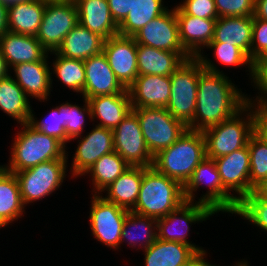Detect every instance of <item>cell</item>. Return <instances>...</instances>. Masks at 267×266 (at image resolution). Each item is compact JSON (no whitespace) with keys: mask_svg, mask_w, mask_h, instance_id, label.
Segmentation results:
<instances>
[{"mask_svg":"<svg viewBox=\"0 0 267 266\" xmlns=\"http://www.w3.org/2000/svg\"><path fill=\"white\" fill-rule=\"evenodd\" d=\"M232 80L228 74L205 70L199 61L196 108L189 130L203 132L233 117L247 104L246 92Z\"/></svg>","mask_w":267,"mask_h":266,"instance_id":"cell-1","label":"cell"},{"mask_svg":"<svg viewBox=\"0 0 267 266\" xmlns=\"http://www.w3.org/2000/svg\"><path fill=\"white\" fill-rule=\"evenodd\" d=\"M19 129L12 135L8 162L1 163L6 171L16 173L51 160H68L66 147L58 139L41 133L29 123L21 124Z\"/></svg>","mask_w":267,"mask_h":266,"instance_id":"cell-2","label":"cell"},{"mask_svg":"<svg viewBox=\"0 0 267 266\" xmlns=\"http://www.w3.org/2000/svg\"><path fill=\"white\" fill-rule=\"evenodd\" d=\"M206 158L202 132L187 129L171 146L153 156V167L184 186L198 164Z\"/></svg>","mask_w":267,"mask_h":266,"instance_id":"cell-3","label":"cell"},{"mask_svg":"<svg viewBox=\"0 0 267 266\" xmlns=\"http://www.w3.org/2000/svg\"><path fill=\"white\" fill-rule=\"evenodd\" d=\"M185 202L183 186L158 172L153 166L145 167L137 202L132 212L159 219Z\"/></svg>","mask_w":267,"mask_h":266,"instance_id":"cell-4","label":"cell"},{"mask_svg":"<svg viewBox=\"0 0 267 266\" xmlns=\"http://www.w3.org/2000/svg\"><path fill=\"white\" fill-rule=\"evenodd\" d=\"M201 189L207 190H202L198 197ZM183 194L185 201L205 204L217 215L221 213L232 217L239 206V202L223 187L214 159L207 157L198 164L183 186Z\"/></svg>","mask_w":267,"mask_h":266,"instance_id":"cell-5","label":"cell"},{"mask_svg":"<svg viewBox=\"0 0 267 266\" xmlns=\"http://www.w3.org/2000/svg\"><path fill=\"white\" fill-rule=\"evenodd\" d=\"M206 157L210 159L228 155L245 147L254 133L253 104L247 103L233 117L203 132Z\"/></svg>","mask_w":267,"mask_h":266,"instance_id":"cell-6","label":"cell"},{"mask_svg":"<svg viewBox=\"0 0 267 266\" xmlns=\"http://www.w3.org/2000/svg\"><path fill=\"white\" fill-rule=\"evenodd\" d=\"M68 160H51L40 163L30 169L14 173L19 184L20 195L24 206L34 205L61 191L67 177ZM65 180V181H64Z\"/></svg>","mask_w":267,"mask_h":266,"instance_id":"cell-7","label":"cell"},{"mask_svg":"<svg viewBox=\"0 0 267 266\" xmlns=\"http://www.w3.org/2000/svg\"><path fill=\"white\" fill-rule=\"evenodd\" d=\"M214 215L218 216L205 204L185 201L165 217L157 219V239L181 242L191 246L196 252L204 251L206 249L203 246L190 241L191 233L196 232L190 228L195 224L207 223V220Z\"/></svg>","mask_w":267,"mask_h":266,"instance_id":"cell-8","label":"cell"},{"mask_svg":"<svg viewBox=\"0 0 267 266\" xmlns=\"http://www.w3.org/2000/svg\"><path fill=\"white\" fill-rule=\"evenodd\" d=\"M137 115L146 145L152 154L171 146L188 129L165 107H132Z\"/></svg>","mask_w":267,"mask_h":266,"instance_id":"cell-9","label":"cell"},{"mask_svg":"<svg viewBox=\"0 0 267 266\" xmlns=\"http://www.w3.org/2000/svg\"><path fill=\"white\" fill-rule=\"evenodd\" d=\"M199 80V60L192 57L170 76L171 94L165 107L176 119L188 126L194 118Z\"/></svg>","mask_w":267,"mask_h":266,"instance_id":"cell-10","label":"cell"},{"mask_svg":"<svg viewBox=\"0 0 267 266\" xmlns=\"http://www.w3.org/2000/svg\"><path fill=\"white\" fill-rule=\"evenodd\" d=\"M92 129L88 130L81 136L70 140L76 142L75 153L72 157L69 151L70 146L66 148V156L68 159V170L71 175V180L85 178L83 175L98 161L103 155L114 151L113 130L98 126L92 123ZM71 157V163L69 158ZM71 165V166H70ZM82 176V177H81Z\"/></svg>","mask_w":267,"mask_h":266,"instance_id":"cell-11","label":"cell"},{"mask_svg":"<svg viewBox=\"0 0 267 266\" xmlns=\"http://www.w3.org/2000/svg\"><path fill=\"white\" fill-rule=\"evenodd\" d=\"M89 211L90 235L103 246L120 252V237L128 210L107 201L100 194H92Z\"/></svg>","mask_w":267,"mask_h":266,"instance_id":"cell-12","label":"cell"},{"mask_svg":"<svg viewBox=\"0 0 267 266\" xmlns=\"http://www.w3.org/2000/svg\"><path fill=\"white\" fill-rule=\"evenodd\" d=\"M78 23L74 0L46 2L42 22L35 37L48 52H53Z\"/></svg>","mask_w":267,"mask_h":266,"instance_id":"cell-13","label":"cell"},{"mask_svg":"<svg viewBox=\"0 0 267 266\" xmlns=\"http://www.w3.org/2000/svg\"><path fill=\"white\" fill-rule=\"evenodd\" d=\"M114 151L130 166L151 167L153 156L143 137L137 115L131 112L113 130Z\"/></svg>","mask_w":267,"mask_h":266,"instance_id":"cell-14","label":"cell"},{"mask_svg":"<svg viewBox=\"0 0 267 266\" xmlns=\"http://www.w3.org/2000/svg\"><path fill=\"white\" fill-rule=\"evenodd\" d=\"M169 7L171 9L168 8L132 36L137 44L171 52H187L180 41L175 5Z\"/></svg>","mask_w":267,"mask_h":266,"instance_id":"cell-15","label":"cell"},{"mask_svg":"<svg viewBox=\"0 0 267 266\" xmlns=\"http://www.w3.org/2000/svg\"><path fill=\"white\" fill-rule=\"evenodd\" d=\"M223 187L240 203L250 194V153L248 144L214 159Z\"/></svg>","mask_w":267,"mask_h":266,"instance_id":"cell-16","label":"cell"},{"mask_svg":"<svg viewBox=\"0 0 267 266\" xmlns=\"http://www.w3.org/2000/svg\"><path fill=\"white\" fill-rule=\"evenodd\" d=\"M102 51L117 79L128 89L138 77L135 39L118 34L104 40Z\"/></svg>","mask_w":267,"mask_h":266,"instance_id":"cell-17","label":"cell"},{"mask_svg":"<svg viewBox=\"0 0 267 266\" xmlns=\"http://www.w3.org/2000/svg\"><path fill=\"white\" fill-rule=\"evenodd\" d=\"M49 61L47 54L41 61L20 63L9 70V74L13 75V79L32 101L50 103L52 88Z\"/></svg>","mask_w":267,"mask_h":266,"instance_id":"cell-18","label":"cell"},{"mask_svg":"<svg viewBox=\"0 0 267 266\" xmlns=\"http://www.w3.org/2000/svg\"><path fill=\"white\" fill-rule=\"evenodd\" d=\"M84 66L86 78L81 97L87 99L127 90L117 79L103 51L84 60Z\"/></svg>","mask_w":267,"mask_h":266,"instance_id":"cell-19","label":"cell"},{"mask_svg":"<svg viewBox=\"0 0 267 266\" xmlns=\"http://www.w3.org/2000/svg\"><path fill=\"white\" fill-rule=\"evenodd\" d=\"M175 13L181 44L192 57H197L213 40L217 19L197 18L188 15L177 3H175Z\"/></svg>","mask_w":267,"mask_h":266,"instance_id":"cell-20","label":"cell"},{"mask_svg":"<svg viewBox=\"0 0 267 266\" xmlns=\"http://www.w3.org/2000/svg\"><path fill=\"white\" fill-rule=\"evenodd\" d=\"M91 110L92 123L114 130L131 112L128 89L122 93L87 98Z\"/></svg>","mask_w":267,"mask_h":266,"instance_id":"cell-21","label":"cell"},{"mask_svg":"<svg viewBox=\"0 0 267 266\" xmlns=\"http://www.w3.org/2000/svg\"><path fill=\"white\" fill-rule=\"evenodd\" d=\"M128 91L132 107H166L171 94L170 76L140 75Z\"/></svg>","mask_w":267,"mask_h":266,"instance_id":"cell-22","label":"cell"},{"mask_svg":"<svg viewBox=\"0 0 267 266\" xmlns=\"http://www.w3.org/2000/svg\"><path fill=\"white\" fill-rule=\"evenodd\" d=\"M0 48L9 70L20 63L41 61L49 53L35 36L9 31L0 36Z\"/></svg>","mask_w":267,"mask_h":266,"instance_id":"cell-23","label":"cell"},{"mask_svg":"<svg viewBox=\"0 0 267 266\" xmlns=\"http://www.w3.org/2000/svg\"><path fill=\"white\" fill-rule=\"evenodd\" d=\"M188 52H171L137 44V67L140 75L171 76L186 60Z\"/></svg>","mask_w":267,"mask_h":266,"instance_id":"cell-24","label":"cell"},{"mask_svg":"<svg viewBox=\"0 0 267 266\" xmlns=\"http://www.w3.org/2000/svg\"><path fill=\"white\" fill-rule=\"evenodd\" d=\"M206 49V50H205ZM205 52L213 51L212 58L208 56L209 54L202 51L196 58L201 62L202 67L205 70L215 72V73H223L228 74L224 70V67L239 68L240 70L246 71L245 75L248 77V82L251 83L252 75H253V62L250 58L238 47L234 45H228L226 43H209L205 48ZM206 54V55H205ZM209 57V58H208ZM215 60H212L214 59ZM218 62V63H217ZM218 64V65H217ZM219 65L223 66V68L219 67ZM245 67V68H244ZM221 68V69H220Z\"/></svg>","mask_w":267,"mask_h":266,"instance_id":"cell-25","label":"cell"},{"mask_svg":"<svg viewBox=\"0 0 267 266\" xmlns=\"http://www.w3.org/2000/svg\"><path fill=\"white\" fill-rule=\"evenodd\" d=\"M79 24L104 39L118 35V24L114 21L107 0H74Z\"/></svg>","mask_w":267,"mask_h":266,"instance_id":"cell-26","label":"cell"},{"mask_svg":"<svg viewBox=\"0 0 267 266\" xmlns=\"http://www.w3.org/2000/svg\"><path fill=\"white\" fill-rule=\"evenodd\" d=\"M254 16L218 17L210 43H226L240 48L250 58Z\"/></svg>","mask_w":267,"mask_h":266,"instance_id":"cell-27","label":"cell"},{"mask_svg":"<svg viewBox=\"0 0 267 266\" xmlns=\"http://www.w3.org/2000/svg\"><path fill=\"white\" fill-rule=\"evenodd\" d=\"M26 209L15 174L6 171L0 163V230L11 228L20 218L23 219L28 212Z\"/></svg>","mask_w":267,"mask_h":266,"instance_id":"cell-28","label":"cell"},{"mask_svg":"<svg viewBox=\"0 0 267 266\" xmlns=\"http://www.w3.org/2000/svg\"><path fill=\"white\" fill-rule=\"evenodd\" d=\"M145 167L130 166L100 195L107 201L131 211L138 199Z\"/></svg>","mask_w":267,"mask_h":266,"instance_id":"cell-29","label":"cell"},{"mask_svg":"<svg viewBox=\"0 0 267 266\" xmlns=\"http://www.w3.org/2000/svg\"><path fill=\"white\" fill-rule=\"evenodd\" d=\"M104 40L98 33L91 32L78 23L64 37L55 52L65 58L86 60L102 52Z\"/></svg>","mask_w":267,"mask_h":266,"instance_id":"cell-30","label":"cell"},{"mask_svg":"<svg viewBox=\"0 0 267 266\" xmlns=\"http://www.w3.org/2000/svg\"><path fill=\"white\" fill-rule=\"evenodd\" d=\"M46 1L26 0L8 5L7 31L36 36L43 14Z\"/></svg>","mask_w":267,"mask_h":266,"instance_id":"cell-31","label":"cell"},{"mask_svg":"<svg viewBox=\"0 0 267 266\" xmlns=\"http://www.w3.org/2000/svg\"><path fill=\"white\" fill-rule=\"evenodd\" d=\"M156 240L157 219L129 211L121 232L120 251L123 249L122 246L126 244L125 247L128 245L131 250L135 249V252H140Z\"/></svg>","mask_w":267,"mask_h":266,"instance_id":"cell-32","label":"cell"},{"mask_svg":"<svg viewBox=\"0 0 267 266\" xmlns=\"http://www.w3.org/2000/svg\"><path fill=\"white\" fill-rule=\"evenodd\" d=\"M48 57L50 60L53 58L49 61L52 92L56 81L70 92L76 93L75 96L79 93L81 98L86 78L84 60L65 58L55 51L49 52Z\"/></svg>","mask_w":267,"mask_h":266,"instance_id":"cell-33","label":"cell"},{"mask_svg":"<svg viewBox=\"0 0 267 266\" xmlns=\"http://www.w3.org/2000/svg\"><path fill=\"white\" fill-rule=\"evenodd\" d=\"M32 101L16 83L12 75L0 78V111L18 124L29 123Z\"/></svg>","mask_w":267,"mask_h":266,"instance_id":"cell-34","label":"cell"},{"mask_svg":"<svg viewBox=\"0 0 267 266\" xmlns=\"http://www.w3.org/2000/svg\"><path fill=\"white\" fill-rule=\"evenodd\" d=\"M142 252L144 266H184L196 253L187 244L160 239Z\"/></svg>","mask_w":267,"mask_h":266,"instance_id":"cell-35","label":"cell"},{"mask_svg":"<svg viewBox=\"0 0 267 266\" xmlns=\"http://www.w3.org/2000/svg\"><path fill=\"white\" fill-rule=\"evenodd\" d=\"M130 165L115 151L103 155L83 175L89 178L92 185V194H101L109 185L114 182ZM89 176V177H88Z\"/></svg>","mask_w":267,"mask_h":266,"instance_id":"cell-36","label":"cell"},{"mask_svg":"<svg viewBox=\"0 0 267 266\" xmlns=\"http://www.w3.org/2000/svg\"><path fill=\"white\" fill-rule=\"evenodd\" d=\"M165 3V0H135L126 18L118 25V34L132 37L169 8Z\"/></svg>","mask_w":267,"mask_h":266,"instance_id":"cell-37","label":"cell"},{"mask_svg":"<svg viewBox=\"0 0 267 266\" xmlns=\"http://www.w3.org/2000/svg\"><path fill=\"white\" fill-rule=\"evenodd\" d=\"M82 101L83 104H79V102L76 104L77 102L67 100L57 105L58 109L63 113L65 132L69 140L83 135L86 132V125L92 122L88 101L84 97H82Z\"/></svg>","mask_w":267,"mask_h":266,"instance_id":"cell-38","label":"cell"},{"mask_svg":"<svg viewBox=\"0 0 267 266\" xmlns=\"http://www.w3.org/2000/svg\"><path fill=\"white\" fill-rule=\"evenodd\" d=\"M51 106L52 108L47 111V116L41 115L40 118L37 117L38 115L34 111L35 108L32 106L29 124L41 133L58 139L67 148L68 144L70 145V140L65 132L63 113L58 109L57 104Z\"/></svg>","mask_w":267,"mask_h":266,"instance_id":"cell-39","label":"cell"},{"mask_svg":"<svg viewBox=\"0 0 267 266\" xmlns=\"http://www.w3.org/2000/svg\"><path fill=\"white\" fill-rule=\"evenodd\" d=\"M245 220L243 223L254 226L258 232L267 233V201L260 199L254 192L247 195L238 206L234 217ZM260 229V230H259Z\"/></svg>","mask_w":267,"mask_h":266,"instance_id":"cell-40","label":"cell"},{"mask_svg":"<svg viewBox=\"0 0 267 266\" xmlns=\"http://www.w3.org/2000/svg\"><path fill=\"white\" fill-rule=\"evenodd\" d=\"M250 153V194L267 180V144L253 133L248 140Z\"/></svg>","mask_w":267,"mask_h":266,"instance_id":"cell-41","label":"cell"},{"mask_svg":"<svg viewBox=\"0 0 267 266\" xmlns=\"http://www.w3.org/2000/svg\"><path fill=\"white\" fill-rule=\"evenodd\" d=\"M247 85H251L252 91H255L254 96L246 93L247 103L267 105V55H262L253 62L251 84Z\"/></svg>","mask_w":267,"mask_h":266,"instance_id":"cell-42","label":"cell"},{"mask_svg":"<svg viewBox=\"0 0 267 266\" xmlns=\"http://www.w3.org/2000/svg\"><path fill=\"white\" fill-rule=\"evenodd\" d=\"M218 17L253 16L255 0H214Z\"/></svg>","mask_w":267,"mask_h":266,"instance_id":"cell-43","label":"cell"},{"mask_svg":"<svg viewBox=\"0 0 267 266\" xmlns=\"http://www.w3.org/2000/svg\"><path fill=\"white\" fill-rule=\"evenodd\" d=\"M186 14L205 19H217L214 0H181L177 4Z\"/></svg>","mask_w":267,"mask_h":266,"instance_id":"cell-44","label":"cell"},{"mask_svg":"<svg viewBox=\"0 0 267 266\" xmlns=\"http://www.w3.org/2000/svg\"><path fill=\"white\" fill-rule=\"evenodd\" d=\"M262 55H267V21L254 17L250 60L254 62Z\"/></svg>","mask_w":267,"mask_h":266,"instance_id":"cell-45","label":"cell"},{"mask_svg":"<svg viewBox=\"0 0 267 266\" xmlns=\"http://www.w3.org/2000/svg\"><path fill=\"white\" fill-rule=\"evenodd\" d=\"M254 133L267 144V105L253 104Z\"/></svg>","mask_w":267,"mask_h":266,"instance_id":"cell-46","label":"cell"},{"mask_svg":"<svg viewBox=\"0 0 267 266\" xmlns=\"http://www.w3.org/2000/svg\"><path fill=\"white\" fill-rule=\"evenodd\" d=\"M111 15L119 25L130 12L135 0H107Z\"/></svg>","mask_w":267,"mask_h":266,"instance_id":"cell-47","label":"cell"},{"mask_svg":"<svg viewBox=\"0 0 267 266\" xmlns=\"http://www.w3.org/2000/svg\"><path fill=\"white\" fill-rule=\"evenodd\" d=\"M209 249H207L201 252H196L193 257L184 265V266H222L221 264L216 265V263H211V261H207L208 260V254L210 255V253L208 252ZM246 259V260H245ZM238 259L237 261L234 262V264H232L231 266H250L251 262H248V259ZM250 263V264H249ZM224 266V265H223ZM226 266V265H225ZM229 266V265H228Z\"/></svg>","mask_w":267,"mask_h":266,"instance_id":"cell-48","label":"cell"},{"mask_svg":"<svg viewBox=\"0 0 267 266\" xmlns=\"http://www.w3.org/2000/svg\"><path fill=\"white\" fill-rule=\"evenodd\" d=\"M255 18L267 21V0H255Z\"/></svg>","mask_w":267,"mask_h":266,"instance_id":"cell-49","label":"cell"},{"mask_svg":"<svg viewBox=\"0 0 267 266\" xmlns=\"http://www.w3.org/2000/svg\"><path fill=\"white\" fill-rule=\"evenodd\" d=\"M8 6L0 1V36L7 31Z\"/></svg>","mask_w":267,"mask_h":266,"instance_id":"cell-50","label":"cell"},{"mask_svg":"<svg viewBox=\"0 0 267 266\" xmlns=\"http://www.w3.org/2000/svg\"><path fill=\"white\" fill-rule=\"evenodd\" d=\"M253 192L262 200L267 201V180L256 186Z\"/></svg>","mask_w":267,"mask_h":266,"instance_id":"cell-51","label":"cell"},{"mask_svg":"<svg viewBox=\"0 0 267 266\" xmlns=\"http://www.w3.org/2000/svg\"><path fill=\"white\" fill-rule=\"evenodd\" d=\"M9 74V69L7 67V64L5 62V58L2 54L1 48H0V78H3Z\"/></svg>","mask_w":267,"mask_h":266,"instance_id":"cell-52","label":"cell"},{"mask_svg":"<svg viewBox=\"0 0 267 266\" xmlns=\"http://www.w3.org/2000/svg\"><path fill=\"white\" fill-rule=\"evenodd\" d=\"M1 2H3L5 5H10L16 2H21V1H26V0H0Z\"/></svg>","mask_w":267,"mask_h":266,"instance_id":"cell-53","label":"cell"},{"mask_svg":"<svg viewBox=\"0 0 267 266\" xmlns=\"http://www.w3.org/2000/svg\"><path fill=\"white\" fill-rule=\"evenodd\" d=\"M43 1H46V2H59V1H71V0H43Z\"/></svg>","mask_w":267,"mask_h":266,"instance_id":"cell-54","label":"cell"}]
</instances>
